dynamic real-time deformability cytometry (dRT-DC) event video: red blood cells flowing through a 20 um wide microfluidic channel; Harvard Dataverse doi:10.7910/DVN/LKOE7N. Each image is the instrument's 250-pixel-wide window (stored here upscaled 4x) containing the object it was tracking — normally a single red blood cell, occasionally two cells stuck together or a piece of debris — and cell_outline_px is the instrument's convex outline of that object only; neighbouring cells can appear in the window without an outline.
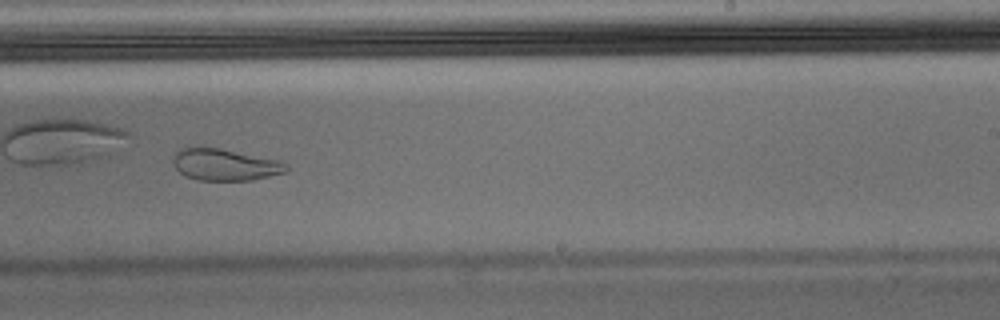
{"species": "Egyptian fruit bat (a non-hibernating species)", "species_latin": "Rousettus aegyptiacus", "temperature_condition": "warm", "stored_images_in_passage": 39, "camera_frame_rate_fps": 3000, "um_per_image_px": 0.085, "animal": {"sex": "male"}, "frame": {"image": 1, "passage_image": 28, "time_ms": 9.0, "image_size_px": [1000, 320], "cell_outline_px": [[288, 172], [252, 180], [200, 180], [188, 176], [180, 172], [172, 164], [172, 160], [176, 152], [180, 148], [192, 144], [200, 144], [284, 160], [288, 164]], "centroid_in_image_um": [19.14, 13.94], "position_along_channel_um": 269.9, "area_um2": 21.85}}